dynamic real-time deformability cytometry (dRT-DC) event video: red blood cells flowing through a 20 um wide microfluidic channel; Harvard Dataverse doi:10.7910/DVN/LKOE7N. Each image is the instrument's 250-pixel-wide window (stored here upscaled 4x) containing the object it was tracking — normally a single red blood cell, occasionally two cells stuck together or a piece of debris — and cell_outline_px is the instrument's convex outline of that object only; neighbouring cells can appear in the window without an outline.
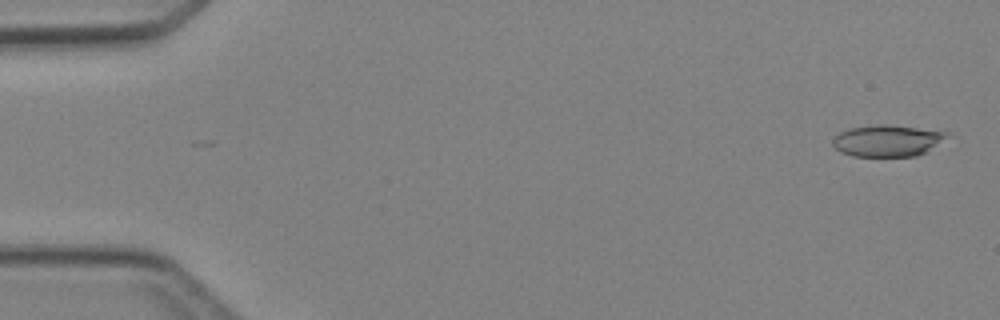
{"species": "Egyptian fruit bat (a non-hibernating species)", "species_latin": "Rousettus aegyptiacus", "temperature_condition": "cold", "stored_images_in_passage": 3, "camera_frame_rate_fps": 3000, "um_per_image_px": 0.085, "animal": {"sex": "female"}, "frame": {"image": 1, "passage_image": 1, "time_ms": 0.0, "image_size_px": [1000, 320], "cell_outline_px": [[956, 136], [928, 152], [916, 156], [852, 156], [840, 152], [832, 144], [832, 140], [840, 132], [848, 128], [876, 124], [888, 124], [948, 132]], "centroid_in_image_um": [75.55, 11.96], "position_along_channel_um": 9.5, "area_um2": 21.68}}